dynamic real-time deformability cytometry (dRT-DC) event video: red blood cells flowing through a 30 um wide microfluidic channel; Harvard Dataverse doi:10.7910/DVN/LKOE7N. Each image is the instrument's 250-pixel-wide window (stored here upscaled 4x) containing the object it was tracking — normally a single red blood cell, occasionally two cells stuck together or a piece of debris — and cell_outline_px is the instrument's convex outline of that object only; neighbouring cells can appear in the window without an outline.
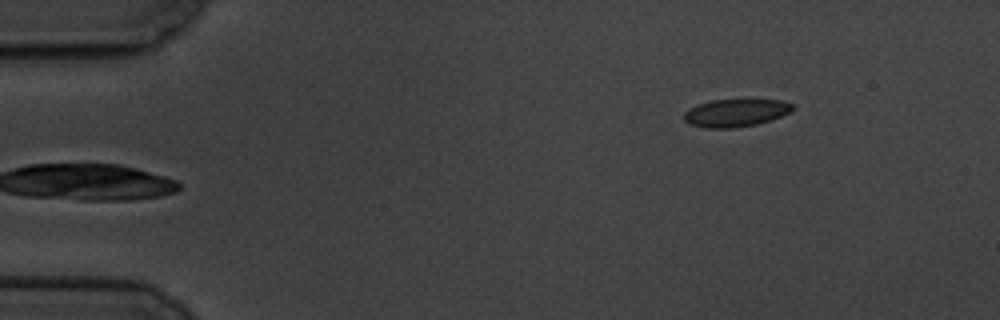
{"species": "common noctule bat (a hibernating species)", "species_latin": "Nyctalus noctula", "temperature_condition": "cold", "stored_images_in_passage": 5, "camera_frame_rate_fps": 3000, "um_per_image_px": 0.085, "animal": {"sex": "male", "body_mass_g": 19.5, "forearm_length_mm": 54.6}, "frame": {"image": 1, "passage_image": 5, "time_ms": 5.667, "image_size_px": [1000, 320], "cell_outline_px": [[792, 112], [772, 120], [756, 124], [732, 128], [704, 128], [688, 124], [684, 120], [684, 112], [688, 108], [712, 100], [744, 96], [784, 100], [792, 104]], "centroid_in_image_um": [62.58, 9.53], "position_along_channel_um": 22.4, "area_um2": 18.61}}